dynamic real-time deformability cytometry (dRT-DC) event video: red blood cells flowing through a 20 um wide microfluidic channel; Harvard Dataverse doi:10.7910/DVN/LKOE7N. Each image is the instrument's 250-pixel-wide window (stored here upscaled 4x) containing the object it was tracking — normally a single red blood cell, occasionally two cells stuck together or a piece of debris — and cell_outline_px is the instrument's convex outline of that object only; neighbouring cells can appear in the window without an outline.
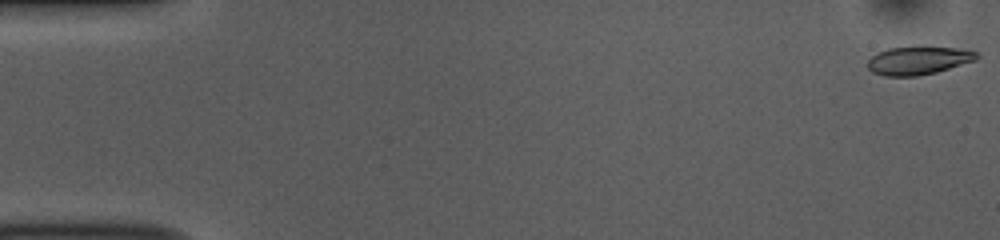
{"species": "common noctule bat (a hibernating species)", "species_latin": "Nyctalus noctula", "temperature_condition": "room temperature", "stored_images_in_passage": 53, "camera_frame_rate_fps": 3000, "um_per_image_px": 0.085, "animal": {"sex": "female", "body_mass_g": 10.0, "forearm_length_mm": 53.1}, "frame": {"image": 1, "passage_image": 1, "time_ms": 0.0, "image_size_px": [1000, 240], "cell_outline_px": [[980, 56], [976, 60], [936, 72], [916, 76], [884, 76], [872, 72], [868, 68], [868, 60], [876, 52], [888, 48], [920, 44], [956, 48], [976, 52]], "centroid_in_image_um": [78.04, 5.1], "position_along_channel_um": 7.0, "area_um2": 18.5}}
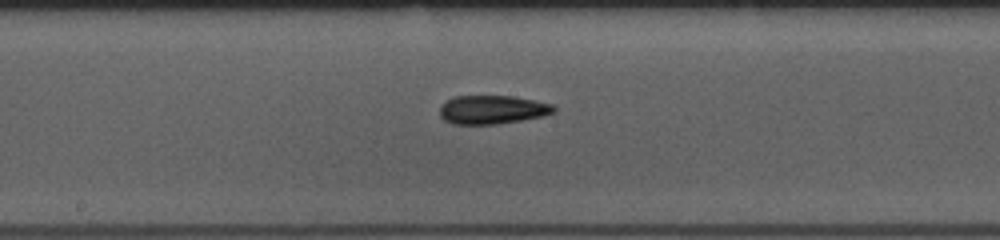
{"frame": {"image": 2, "passage_image": 28, "time_ms": 9.0, "image_size_px": [1000, 240], "cell_outline_px": [[556, 112], [544, 116], [496, 124], [452, 124], [444, 120], [440, 116], [440, 104], [452, 96], [512, 96], [536, 100], [552, 104], [556, 108]], "centroid_in_image_um": [41.84, 9.31], "position_along_channel_um": 206.4, "area_um2": 19.25}}
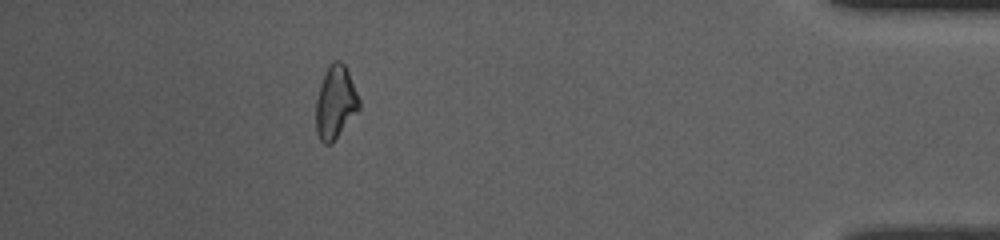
{"frame": {"image": 3, "passage_image": 48, "time_ms": 15.667, "image_size_px": [1000, 240], "cell_outline_px": [[360, 108], [332, 144], [324, 144], [320, 140], [316, 132], [316, 100], [320, 84], [328, 64], [332, 60], [340, 60], [344, 64], [348, 72], [360, 100]], "centroid_in_image_um": [28.5, 8.7], "position_along_channel_um": 406.7, "area_um2": 18.44}}